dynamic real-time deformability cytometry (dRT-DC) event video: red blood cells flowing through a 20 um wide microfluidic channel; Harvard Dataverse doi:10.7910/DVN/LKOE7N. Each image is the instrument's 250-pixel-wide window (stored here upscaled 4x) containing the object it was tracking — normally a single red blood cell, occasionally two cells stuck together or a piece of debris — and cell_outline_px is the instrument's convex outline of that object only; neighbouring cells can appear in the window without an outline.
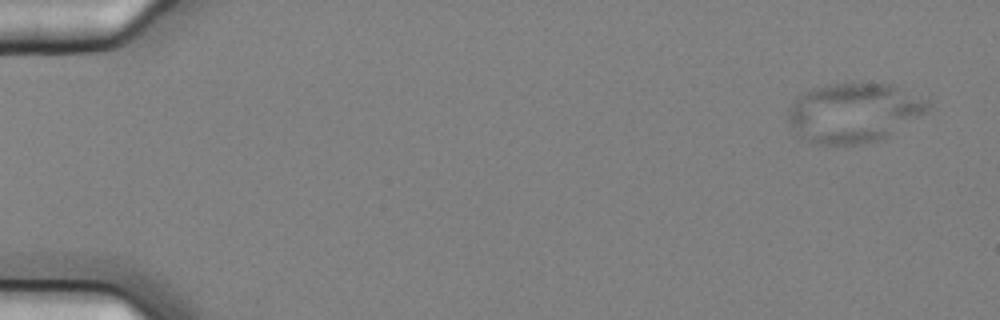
{"species": "common noctule bat (a hibernating species)", "species_latin": "Nyctalus noctula", "temperature_condition": "cold", "stored_images_in_passage": 7, "camera_frame_rate_fps": 3000, "um_per_image_px": 0.085, "animal": {"sex": "female", "body_mass_g": 25.1}, "frame": {"image": 1, "passage_image": 1, "time_ms": 0.0, "image_size_px": [1000, 320], "cell_outline_px": [[932, 104], [928, 112], [888, 136], [876, 140], [860, 144], [816, 144], [800, 136], [784, 116], [788, 108], [800, 96], [816, 88], [832, 84], [892, 84], [928, 100]], "centroid_in_image_um": [72.61, 9.59], "position_along_channel_um": 12.4, "area_um2": 47.92}}
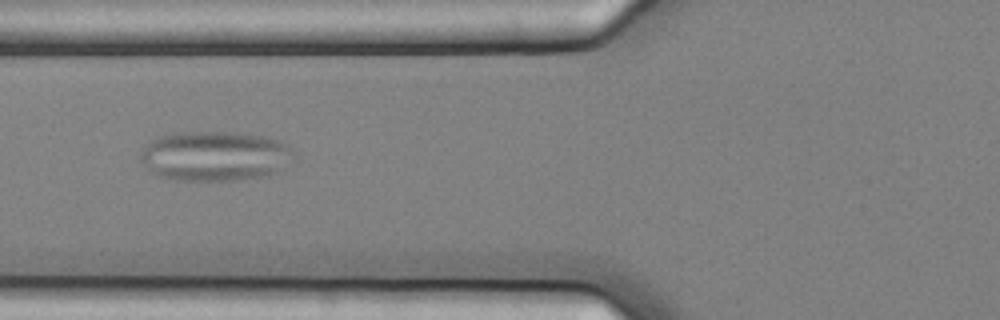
{"frame": {"image": 2, "passage_image": 7, "time_ms": 2.0, "image_size_px": [1000, 320], "cell_outline_px": [[296, 156], [276, 172], [268, 176], [240, 180], [172, 180], [156, 176], [148, 172], [140, 160], [140, 152], [152, 140], [160, 136], [172, 132], [236, 132], [268, 136], [288, 144], [292, 148]], "centroid_in_image_um": [18.26, 13.26], "position_along_channel_um": 107.5, "area_um2": 45.32}}